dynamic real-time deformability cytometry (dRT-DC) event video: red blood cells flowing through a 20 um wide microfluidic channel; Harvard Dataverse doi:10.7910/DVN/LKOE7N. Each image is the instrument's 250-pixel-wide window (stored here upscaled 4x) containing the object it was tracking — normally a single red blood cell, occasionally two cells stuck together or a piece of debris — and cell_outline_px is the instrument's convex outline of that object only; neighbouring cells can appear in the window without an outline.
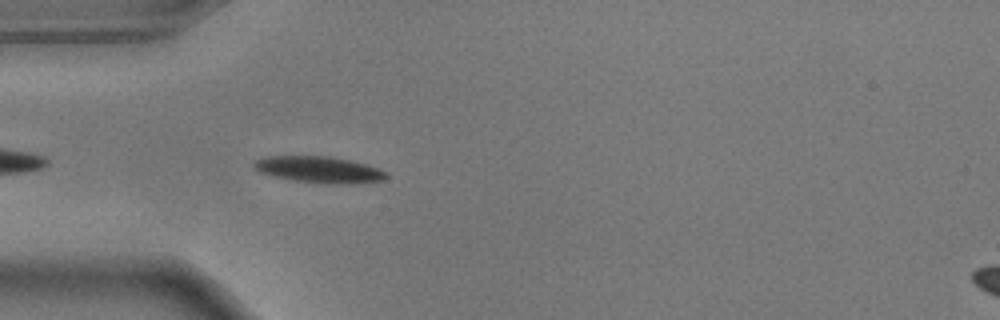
{"species": "common noctule bat (a hibernating species)", "species_latin": "Nyctalus noctula", "temperature_condition": "warm", "stored_images_in_passage": 39, "camera_frame_rate_fps": 3000, "um_per_image_px": 0.085, "animal": {"sex": "male", "body_mass_g": 17.9}, "frame": {"image": 1, "passage_image": 4, "time_ms": 1.0, "image_size_px": [1000, 320], "cell_outline_px": [[388, 176], [384, 180], [360, 184], [328, 184], [292, 180], [272, 176], [260, 172], [252, 164], [256, 160], [264, 156], [328, 156], [368, 164], [380, 168]], "centroid_in_image_um": [27.16, 14.43], "position_along_channel_um": 57.8, "area_um2": 20.58}}
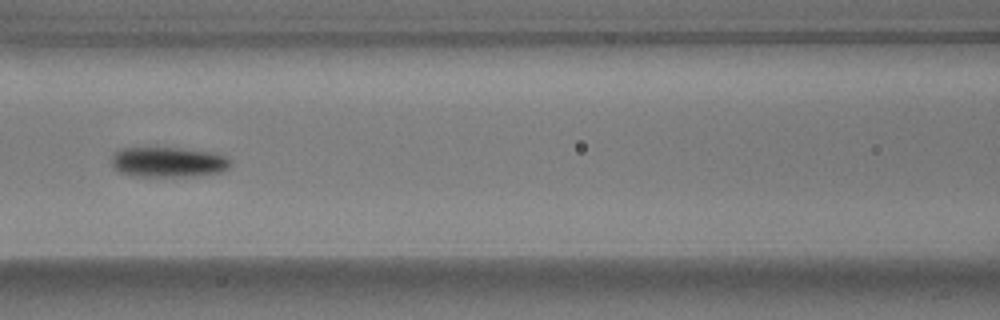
{"frame": {"image": 2, "passage_image": 12, "time_ms": 3.667, "image_size_px": [1000, 320], "cell_outline_px": [[232, 164], [228, 168], [220, 172], [196, 176], [132, 176], [120, 172], [112, 168], [112, 156], [120, 148], [180, 148], [212, 152], [224, 156], [232, 160]], "centroid_in_image_um": [14.3, 13.78], "position_along_channel_um": 152.3, "area_um2": 20.98}}
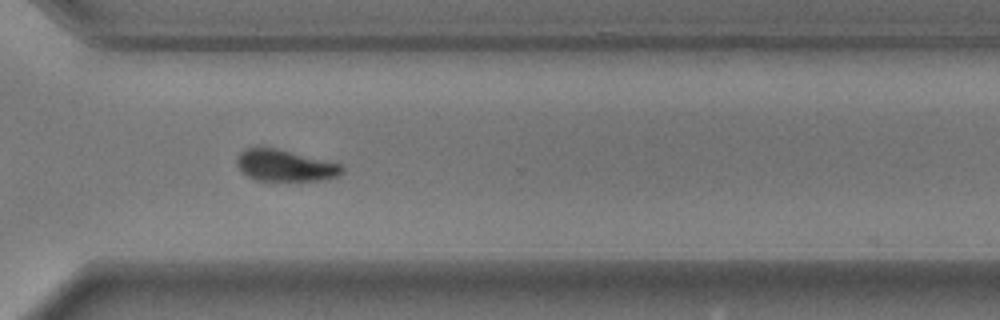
{"frame": {"image": 3, "passage_image": 28, "time_ms": 9.0, "image_size_px": [1000, 320], "cell_outline_px": [[344, 172], [336, 176], [324, 180], [256, 180], [248, 176], [236, 164], [236, 160], [240, 152], [244, 148], [276, 148], [340, 164], [344, 168]], "centroid_in_image_um": [24.22, 14.07], "position_along_channel_um": 346.4, "area_um2": 18.96}, "authors_computed_cell_mechanics": {"area_um2": 20.3456, "velocity_mm_per_s": 3.6456, "shape_relaxation_time_tau1_ms": 3.0693, "shape_relaxation_time_tau2_ms": null, "deformation_change_tau1": 0.1693, "deformation_change_tau2": null}}